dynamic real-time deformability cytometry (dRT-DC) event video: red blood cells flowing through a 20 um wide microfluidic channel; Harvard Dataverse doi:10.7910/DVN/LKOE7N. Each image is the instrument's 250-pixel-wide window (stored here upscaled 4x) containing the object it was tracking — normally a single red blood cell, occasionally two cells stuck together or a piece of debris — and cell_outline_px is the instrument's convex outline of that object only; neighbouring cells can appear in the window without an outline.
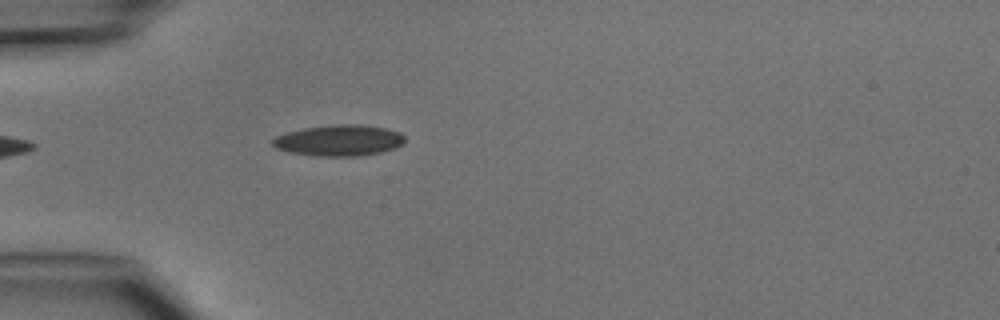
{"species": "common noctule bat (a hibernating species)", "species_latin": "Nyctalus noctula", "temperature_condition": "cold", "stored_images_in_passage": 4, "camera_frame_rate_fps": 3000, "um_per_image_px": 0.085, "animal": {"sex": "male", "body_mass_g": 15.6}, "frame": {"image": 1, "passage_image": 4, "time_ms": 4.333, "image_size_px": [1000, 320], "cell_outline_px": [[404, 144], [396, 148], [380, 152], [356, 156], [316, 156], [288, 152], [276, 148], [272, 144], [272, 140], [276, 136], [288, 132], [304, 128], [332, 124], [360, 124], [388, 128], [400, 132], [404, 136]], "centroid_in_image_um": [28.84, 11.93], "position_along_channel_um": 56.2, "area_um2": 24.1}}